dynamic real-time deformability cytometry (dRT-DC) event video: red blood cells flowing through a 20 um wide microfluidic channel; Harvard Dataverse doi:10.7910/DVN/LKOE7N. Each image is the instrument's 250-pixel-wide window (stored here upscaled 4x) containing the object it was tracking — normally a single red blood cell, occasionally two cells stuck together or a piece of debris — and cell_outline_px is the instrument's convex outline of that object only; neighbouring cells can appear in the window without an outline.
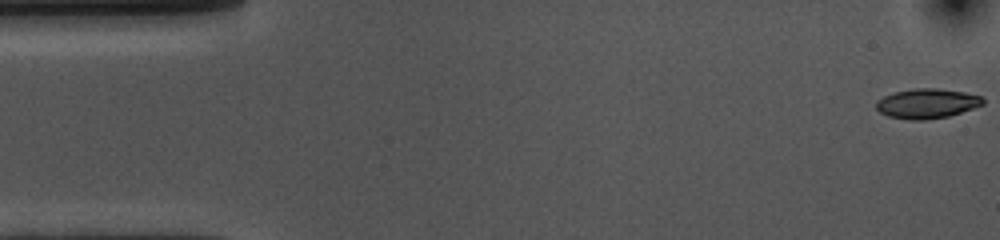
{"species": "common noctule bat (a hibernating species)", "species_latin": "Nyctalus noctula", "temperature_condition": "cold", "stored_images_in_passage": 54, "camera_frame_rate_fps": 3000, "um_per_image_px": 0.085, "animal": {"sex": "female", "body_mass_g": 10.0, "forearm_length_mm": 53.1}, "frame": {"image": 1, "passage_image": 1, "time_ms": 0.0, "image_size_px": [1000, 240], "cell_outline_px": [[984, 104], [948, 116], [924, 120], [908, 120], [888, 116], [880, 112], [876, 108], [876, 100], [884, 96], [896, 92], [912, 88], [936, 88], [964, 92], [980, 96], [984, 100]], "centroid_in_image_um": [78.76, 8.8], "position_along_channel_um": 6.2, "area_um2": 18.38}}
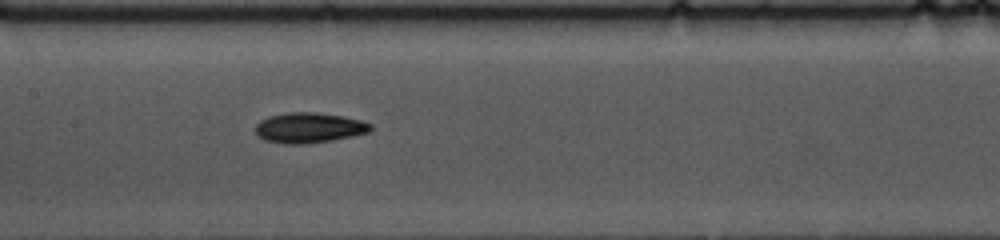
{"frame": {"image": 2, "passage_image": 25, "time_ms": 8.0, "image_size_px": [1000, 240], "cell_outline_px": [[372, 128], [368, 132], [352, 136], [328, 140], [300, 144], [284, 144], [264, 140], [256, 132], [256, 124], [260, 120], [268, 116], [288, 112], [316, 112], [344, 116], [360, 120], [372, 124]], "centroid_in_image_um": [26.25, 10.84], "position_along_channel_um": 181.2, "area_um2": 20.17}}
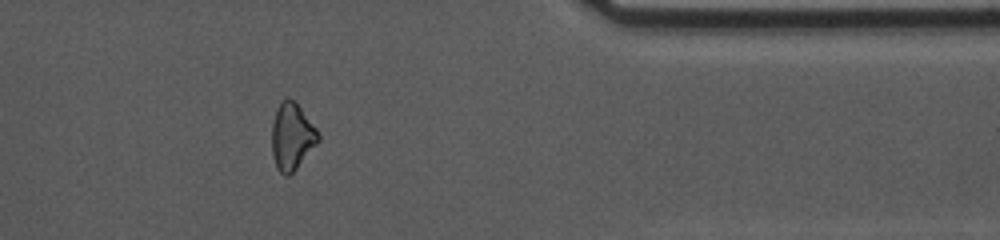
{"frame": {"image": 3, "passage_image": 44, "time_ms": 14.333, "image_size_px": [1000, 240], "cell_outline_px": [[320, 140], [296, 168], [288, 176], [284, 176], [276, 168], [272, 156], [272, 124], [276, 108], [280, 100], [288, 96], [300, 108], [316, 128], [320, 136]], "centroid_in_image_um": [24.78, 11.6], "position_along_channel_um": 386.6, "area_um2": 18.03}, "authors_computed_cell_mechanics": {"area_um2": 18.9873, "velocity_mm_per_s": 3.6226, "shape_relaxation_time_tau1_ms": 3.2441, "shape_relaxation_time_tau2_ms": null, "deformation_change_tau1": 0.109, "deformation_change_tau2": null}}